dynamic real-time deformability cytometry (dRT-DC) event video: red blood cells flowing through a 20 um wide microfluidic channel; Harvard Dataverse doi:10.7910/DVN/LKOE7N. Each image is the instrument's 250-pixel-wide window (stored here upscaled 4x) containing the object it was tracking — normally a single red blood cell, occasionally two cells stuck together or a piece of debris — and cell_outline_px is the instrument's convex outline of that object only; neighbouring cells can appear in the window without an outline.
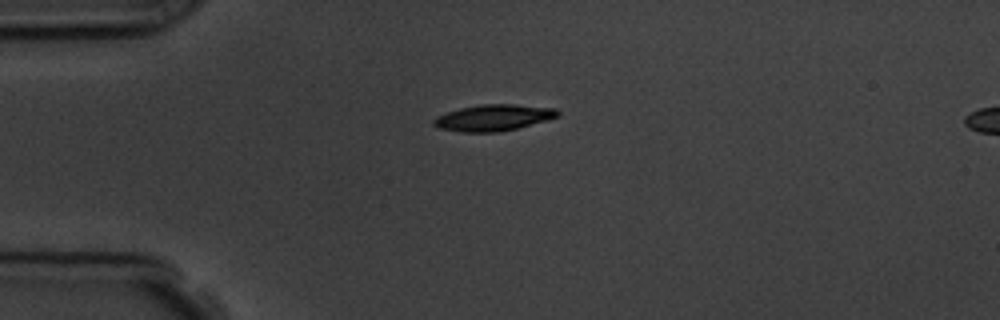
{"species": "common noctule bat (a hibernating species)", "species_latin": "Nyctalus noctula", "temperature_condition": "room temperature", "stored_images_in_passage": 4, "camera_frame_rate_fps": 3000, "um_per_image_px": 0.085, "animal": {"sex": "male", "body_mass_g": 19.5, "forearm_length_mm": 54.6}, "frame": {"image": 1, "passage_image": 1, "time_ms": 0.0, "image_size_px": [1000, 320], "cell_outline_px": [[560, 116], [548, 120], [500, 132], [464, 132], [440, 128], [432, 124], [432, 120], [436, 116], [460, 108], [480, 104], [516, 104], [556, 108], [560, 112]], "centroid_in_image_um": [41.97, 9.99], "position_along_channel_um": 43.0, "area_um2": 19.07}}